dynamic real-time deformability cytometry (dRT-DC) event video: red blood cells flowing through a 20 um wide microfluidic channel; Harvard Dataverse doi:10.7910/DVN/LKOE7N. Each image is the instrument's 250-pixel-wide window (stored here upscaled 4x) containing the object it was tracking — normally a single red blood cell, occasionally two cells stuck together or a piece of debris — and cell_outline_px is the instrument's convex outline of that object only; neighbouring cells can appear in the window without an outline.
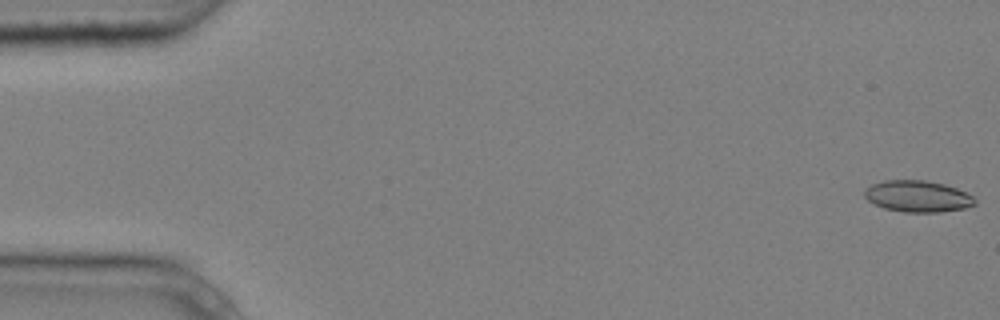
{"species": "common noctule bat (a hibernating species)", "species_latin": "Nyctalus noctula", "temperature_condition": "cold", "stored_images_in_passage": 6, "camera_frame_rate_fps": 3000, "um_per_image_px": 0.085, "animal": {"sex": "male", "body_mass_g": 20.4}, "frame": {"image": 1, "passage_image": 1, "time_ms": 0.0, "image_size_px": [1000, 320], "cell_outline_px": [[976, 204], [964, 208], [940, 212], [904, 212], [884, 208], [868, 200], [864, 196], [864, 192], [872, 184], [884, 180], [924, 180], [944, 184], [956, 188], [972, 196], [976, 200]], "centroid_in_image_um": [78.01, 16.68], "position_along_channel_um": 7.0, "area_um2": 20.06}}
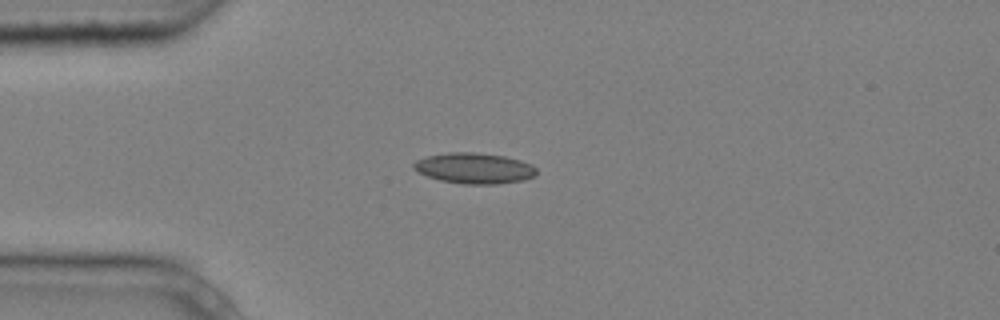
{"frame": {"image": 2, "passage_image": 4, "time_ms": 1.0, "image_size_px": [1000, 320], "cell_outline_px": [[536, 176], [524, 180], [496, 184], [464, 184], [440, 180], [428, 176], [412, 168], [412, 164], [416, 160], [428, 156], [448, 152], [472, 152], [504, 156], [520, 160], [532, 164], [536, 168]], "centroid_in_image_um": [40.33, 14.3], "position_along_channel_um": 44.7, "area_um2": 21.96}}
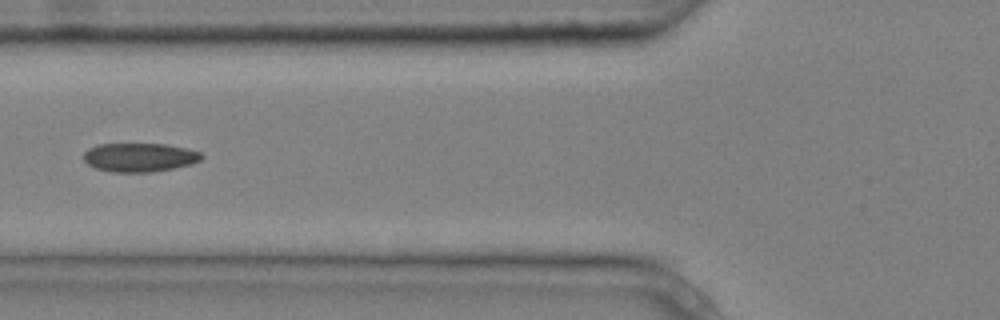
{"frame": {"image": 3, "passage_image": 6, "time_ms": 1.667, "image_size_px": [1000, 320], "cell_outline_px": [[204, 156], [200, 160], [192, 164], [152, 172], [112, 172], [96, 168], [88, 164], [84, 160], [84, 152], [88, 148], [96, 144], [164, 144], [188, 148], [200, 152]], "centroid_in_image_um": [11.86, 13.37], "position_along_channel_um": 113.9, "area_um2": 19.83}}